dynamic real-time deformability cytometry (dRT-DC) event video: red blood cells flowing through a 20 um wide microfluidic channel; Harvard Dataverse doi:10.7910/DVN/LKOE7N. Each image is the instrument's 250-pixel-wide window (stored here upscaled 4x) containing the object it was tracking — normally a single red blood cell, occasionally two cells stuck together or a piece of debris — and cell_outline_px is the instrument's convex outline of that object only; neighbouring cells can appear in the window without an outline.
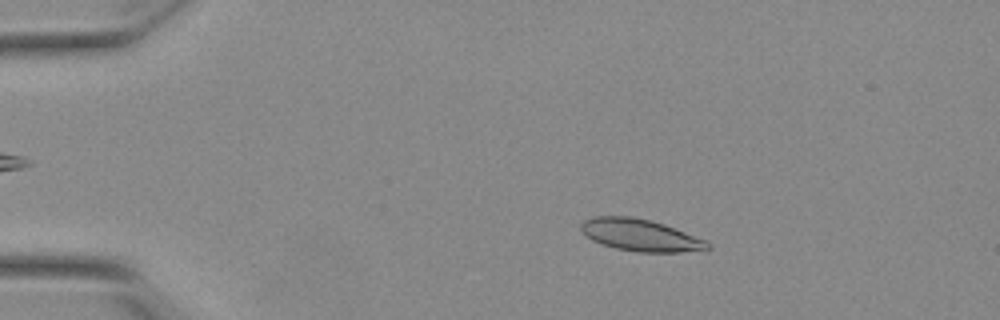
{"species": "Egyptian fruit bat (a non-hibernating species)", "species_latin": "Rousettus aegyptiacus", "temperature_condition": "warm", "stored_images_in_passage": 27, "camera_frame_rate_fps": 3000, "um_per_image_px": 0.085, "animal": {"sex": "female"}, "frame": {"image": 1, "passage_image": 10, "time_ms": 3.0, "image_size_px": [1000, 320], "cell_outline_px": [[712, 248], [680, 252], [640, 252], [616, 248], [600, 244], [592, 240], [580, 228], [580, 224], [584, 220], [596, 216], [632, 216], [652, 220], [664, 224], [704, 240]], "centroid_in_image_um": [54.38, 19.97], "position_along_channel_um": 30.6, "area_um2": 23.29}}
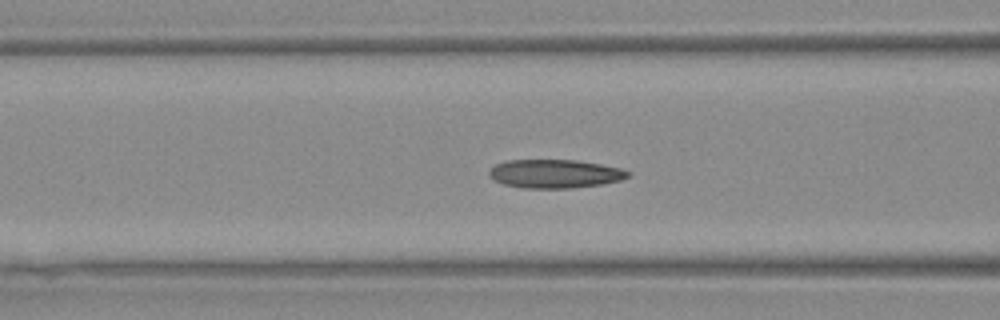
{"frame": {"image": 2, "passage_image": 22, "time_ms": 7.0, "image_size_px": [1000, 320], "cell_outline_px": [[632, 172], [628, 176], [620, 180], [604, 184], [572, 188], [524, 188], [504, 184], [492, 180], [488, 176], [488, 172], [496, 164], [508, 160], [576, 160], [600, 164], [620, 168]], "centroid_in_image_um": [47.16, 14.77], "position_along_channel_um": 119.4, "area_um2": 23.18}}
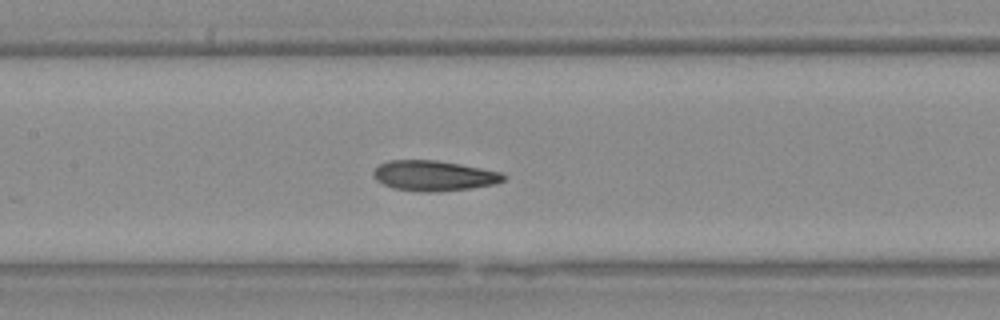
{"frame": {"image": 3, "passage_image": 26, "time_ms": 8.333, "image_size_px": [1000, 320], "cell_outline_px": [[508, 176], [504, 180], [496, 184], [472, 188], [436, 192], [420, 192], [392, 188], [376, 180], [372, 172], [380, 164], [388, 160], [436, 160], [460, 164], [500, 172]], "centroid_in_image_um": [36.89, 14.94], "position_along_channel_um": 170.5, "area_um2": 23.06}}